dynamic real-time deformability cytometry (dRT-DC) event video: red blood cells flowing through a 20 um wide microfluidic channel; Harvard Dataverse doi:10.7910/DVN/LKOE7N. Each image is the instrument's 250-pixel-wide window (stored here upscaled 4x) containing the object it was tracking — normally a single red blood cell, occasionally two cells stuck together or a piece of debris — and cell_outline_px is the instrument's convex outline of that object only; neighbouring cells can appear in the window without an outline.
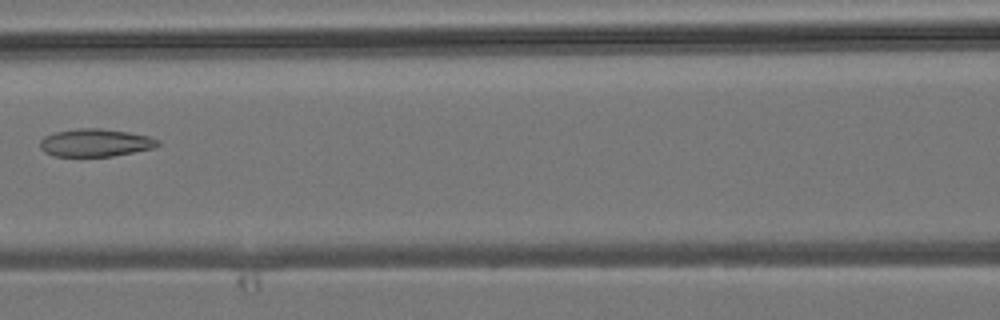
{"species": "common noctule bat (a hibernating species)", "species_latin": "Nyctalus noctula", "temperature_condition": "room temperature", "stored_images_in_passage": 6, "camera_frame_rate_fps": 3000, "um_per_image_px": 0.085, "animal": {"sex": "male", "body_mass_g": 19.2, "forearm_length_mm": 51.8}, "frame": {"image": 1, "passage_image": 6, "time_ms": 6.667, "image_size_px": [1000, 320], "cell_outline_px": [[160, 144], [152, 148], [112, 156], [52, 156], [44, 152], [40, 148], [40, 140], [44, 136], [56, 132], [80, 128], [100, 128], [128, 132], [148, 136], [160, 140]], "centroid_in_image_um": [8.08, 12.13], "position_along_channel_um": 158.5, "area_um2": 18.96}}